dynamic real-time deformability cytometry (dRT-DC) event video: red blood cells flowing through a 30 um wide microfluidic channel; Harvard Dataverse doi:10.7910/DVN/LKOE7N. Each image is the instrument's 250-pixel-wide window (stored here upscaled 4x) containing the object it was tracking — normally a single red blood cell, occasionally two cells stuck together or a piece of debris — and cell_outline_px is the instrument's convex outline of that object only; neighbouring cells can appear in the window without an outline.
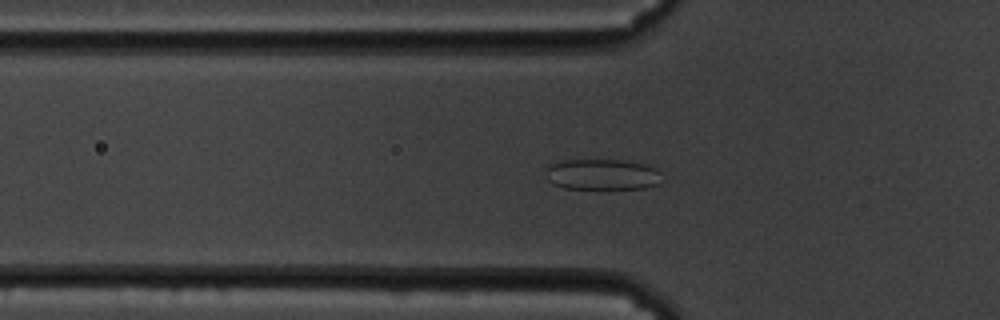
{"species": "common noctule bat (a hibernating species)", "species_latin": "Nyctalus noctula", "temperature_condition": "cold", "stored_images_in_passage": 46, "camera_frame_rate_fps": 3000, "um_per_image_px": 0.085, "animal": {"sex": "male", "body_mass_g": 19.5, "forearm_length_mm": 54.6}, "frame": {"image": 1, "passage_image": 7, "time_ms": 2.0, "image_size_px": [1000, 320], "cell_outline_px": [[664, 180], [660, 184], [644, 188], [564, 188], [552, 184], [548, 180], [544, 172], [548, 164], [564, 160], [620, 160], [644, 164], [656, 168], [660, 172]], "centroid_in_image_um": [51.19, 14.83], "position_along_channel_um": 74.6, "area_um2": 21.1}}
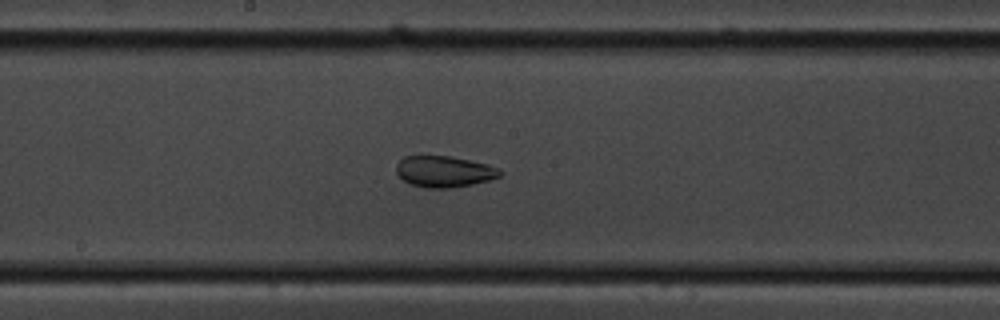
{"frame": {"image": 2, "passage_image": 19, "time_ms": 6.0, "image_size_px": [1000, 320], "cell_outline_px": [[500, 176], [488, 180], [472, 184], [452, 188], [428, 188], [408, 184], [396, 172], [396, 164], [404, 156], [452, 156], [488, 164], [496, 168], [500, 172]], "centroid_in_image_um": [37.71, 14.58], "position_along_channel_um": 210.5, "area_um2": 18.79}}
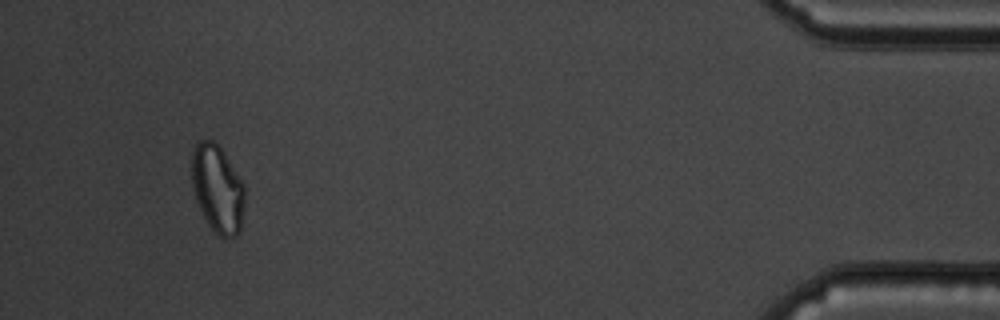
{"frame": {"image": 3, "passage_image": 43, "time_ms": 14.0, "image_size_px": [1000, 320], "cell_outline_px": [[244, 204], [240, 232], [236, 236], [228, 240], [220, 236], [208, 224], [196, 200], [192, 188], [192, 152], [196, 144], [200, 140], [212, 140], [224, 152], [244, 184]], "centroid_in_image_um": [18.5, 16.07], "position_along_channel_um": 416.7, "area_um2": 27.05}, "authors_computed_cell_mechanics": {"area_um2": 20.6057, "velocity_mm_per_s": 3.3854, "shape_relaxation_time_tau1_ms": 4.2703, "shape_relaxation_time_tau2_ms": 2.5184, "deformation_change_tau1": 0.0861, "deformation_change_tau2": 0.0703}}